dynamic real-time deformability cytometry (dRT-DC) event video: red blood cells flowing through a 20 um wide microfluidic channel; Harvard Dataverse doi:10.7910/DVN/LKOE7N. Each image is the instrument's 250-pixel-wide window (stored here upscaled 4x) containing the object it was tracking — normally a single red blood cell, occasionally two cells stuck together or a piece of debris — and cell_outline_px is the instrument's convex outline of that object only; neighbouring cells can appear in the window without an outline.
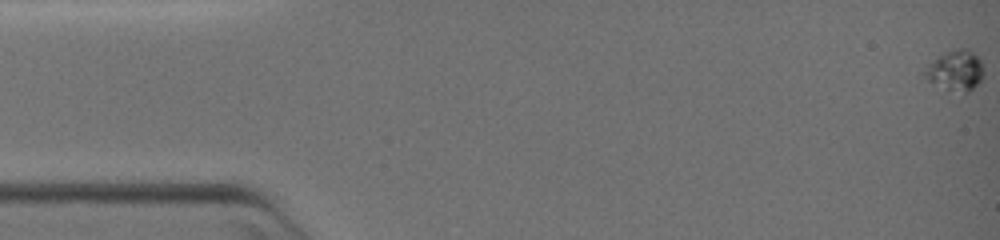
{"species": "common noctule bat (a hibernating species)", "species_latin": "Nyctalus noctula", "temperature_condition": "warm", "stored_images_in_passage": 58, "camera_frame_rate_fps": 3000, "um_per_image_px": 0.085, "animal": {"sex": "female", "body_mass_g": 19.0, "forearm_length_mm": 51.5}, "frame": {"image": 1, "passage_image": 1, "time_ms": 0.0, "image_size_px": [1000, 240], "cell_outline_px": [[984, 76], [968, 92], [964, 92], [948, 88], [928, 80], [924, 76], [924, 72], [928, 64], [940, 56], [956, 48], [968, 48], [980, 60], [984, 72]], "centroid_in_image_um": [81.25, 5.96], "position_along_channel_um": 3.8, "area_um2": 13.24}}
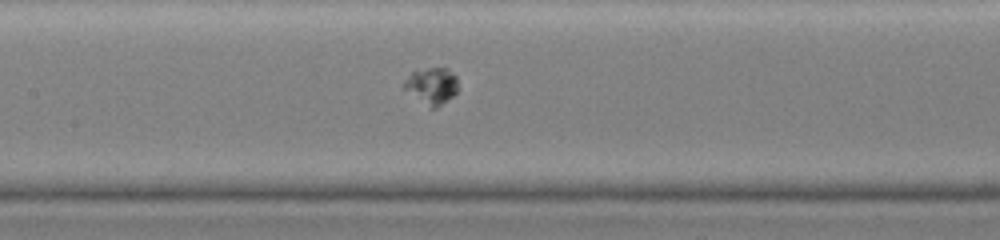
{"frame": {"image": 2, "passage_image": 28, "time_ms": 9.0, "image_size_px": [1000, 240], "cell_outline_px": [[456, 92], [452, 96], [436, 108], [432, 108], [404, 88], [404, 80], [412, 72], [428, 68], [448, 68], [456, 76]], "centroid_in_image_um": [36.71, 7.27], "position_along_channel_um": 170.7, "area_um2": 10.98}}
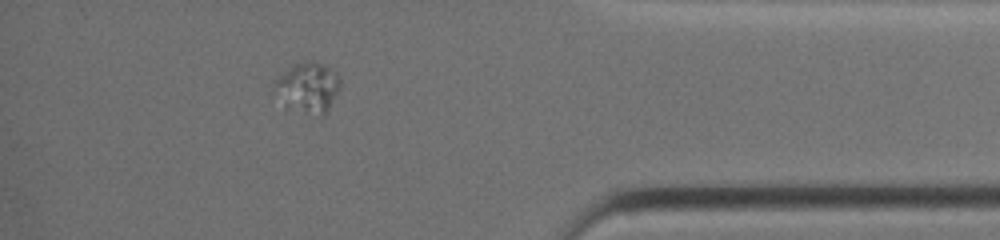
{"frame": {"image": 3, "passage_image": 51, "time_ms": 16.667, "image_size_px": [1000, 240], "cell_outline_px": [[340, 88], [328, 112], [324, 116], [320, 116], [296, 104], [276, 84], [276, 80], [284, 72], [296, 64], [308, 60], [324, 64], [332, 68], [336, 72], [340, 80]], "centroid_in_image_um": [26.43, 7.31], "position_along_channel_um": 408.8, "area_um2": 17.11}}